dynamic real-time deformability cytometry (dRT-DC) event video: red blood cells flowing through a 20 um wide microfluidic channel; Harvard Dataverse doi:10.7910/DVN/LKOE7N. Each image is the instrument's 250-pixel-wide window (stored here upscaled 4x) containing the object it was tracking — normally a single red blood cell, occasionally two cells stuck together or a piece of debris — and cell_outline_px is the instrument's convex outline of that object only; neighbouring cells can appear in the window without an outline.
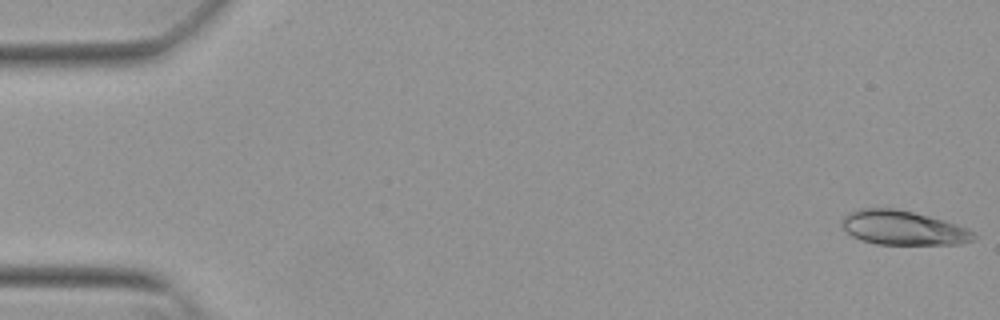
{"species": "Egyptian fruit bat (a non-hibernating species)", "species_latin": "Rousettus aegyptiacus", "temperature_condition": "warm", "stored_images_in_passage": 53, "camera_frame_rate_fps": 3000, "um_per_image_px": 0.085, "animal": {"sex": "female"}, "frame": {"image": 1, "passage_image": 1, "time_ms": 0.0, "image_size_px": [1000, 320], "cell_outline_px": [[976, 236], [972, 240], [960, 244], [876, 244], [860, 240], [852, 236], [844, 228], [844, 216], [848, 212], [860, 208], [896, 208], [944, 220], [968, 228]], "centroid_in_image_um": [76.76, 19.36], "position_along_channel_um": 8.2, "area_um2": 26.13}}
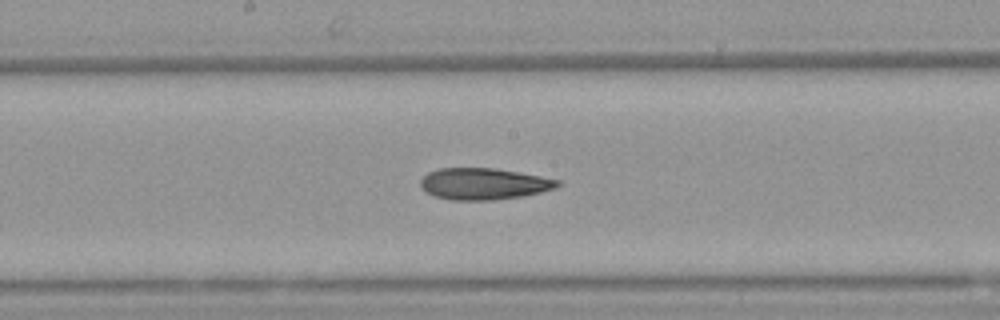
{"frame": {"image": 2, "passage_image": 28, "time_ms": 9.0, "image_size_px": [1000, 320], "cell_outline_px": [[560, 184], [556, 188], [524, 196], [492, 200], [452, 200], [432, 196], [420, 184], [420, 180], [428, 172], [440, 168], [492, 168], [540, 176], [560, 180]], "centroid_in_image_um": [41.11, 15.63], "position_along_channel_um": 207.1, "area_um2": 25.03}}
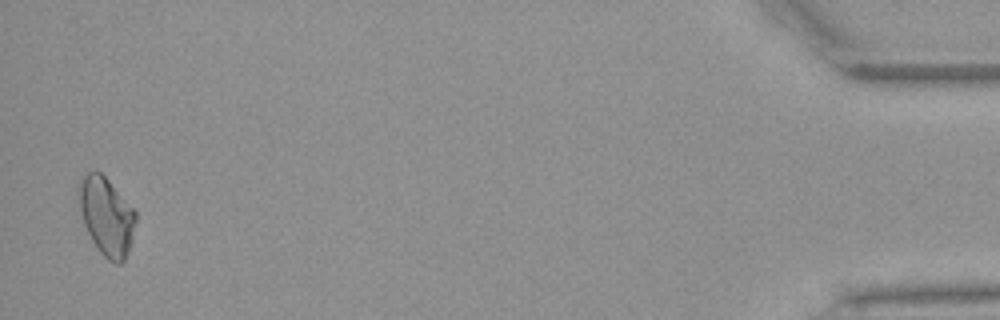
{"frame": {"image": 3, "passage_image": 52, "time_ms": 17.0, "image_size_px": [1000, 320], "cell_outline_px": [[136, 220], [132, 240], [124, 260], [120, 264], [116, 264], [108, 260], [100, 252], [92, 240], [84, 224], [80, 212], [76, 192], [76, 188], [80, 180], [88, 172], [100, 172], [136, 208]], "centroid_in_image_um": [9.05, 18.36], "position_along_channel_um": 426.2, "area_um2": 26.18}, "authors_computed_cell_mechanics": {"area_um2": 25.432, "velocity_mm_per_s": 3.8584, "shape_relaxation_time_tau1_ms": null, "shape_relaxation_time_tau2_ms": 5.464, "deformation_change_tau1": null, "deformation_change_tau2": 0.1306}}